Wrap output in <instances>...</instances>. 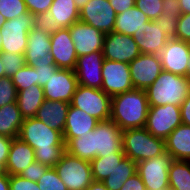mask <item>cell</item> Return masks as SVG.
<instances>
[{
    "label": "cell",
    "instance_id": "52a82bcc",
    "mask_svg": "<svg viewBox=\"0 0 190 190\" xmlns=\"http://www.w3.org/2000/svg\"><path fill=\"white\" fill-rule=\"evenodd\" d=\"M34 27V15L30 12L19 17L6 20L0 30L2 36L1 52L25 54L28 42V33Z\"/></svg>",
    "mask_w": 190,
    "mask_h": 190
},
{
    "label": "cell",
    "instance_id": "44dd1931",
    "mask_svg": "<svg viewBox=\"0 0 190 190\" xmlns=\"http://www.w3.org/2000/svg\"><path fill=\"white\" fill-rule=\"evenodd\" d=\"M138 48L143 54L159 55L169 38L156 22L150 20L133 35Z\"/></svg>",
    "mask_w": 190,
    "mask_h": 190
},
{
    "label": "cell",
    "instance_id": "cb8c5ba5",
    "mask_svg": "<svg viewBox=\"0 0 190 190\" xmlns=\"http://www.w3.org/2000/svg\"><path fill=\"white\" fill-rule=\"evenodd\" d=\"M69 107L70 103L65 101L45 99L35 117L51 129L60 131L63 134Z\"/></svg>",
    "mask_w": 190,
    "mask_h": 190
},
{
    "label": "cell",
    "instance_id": "ab89813d",
    "mask_svg": "<svg viewBox=\"0 0 190 190\" xmlns=\"http://www.w3.org/2000/svg\"><path fill=\"white\" fill-rule=\"evenodd\" d=\"M180 16L161 14L154 20L161 27L169 39H177V24Z\"/></svg>",
    "mask_w": 190,
    "mask_h": 190
},
{
    "label": "cell",
    "instance_id": "6f0895ef",
    "mask_svg": "<svg viewBox=\"0 0 190 190\" xmlns=\"http://www.w3.org/2000/svg\"><path fill=\"white\" fill-rule=\"evenodd\" d=\"M185 77L190 81V56H189V60H188V66H187V71H186Z\"/></svg>",
    "mask_w": 190,
    "mask_h": 190
},
{
    "label": "cell",
    "instance_id": "2e32d148",
    "mask_svg": "<svg viewBox=\"0 0 190 190\" xmlns=\"http://www.w3.org/2000/svg\"><path fill=\"white\" fill-rule=\"evenodd\" d=\"M104 56L102 51L81 55L77 58L74 72L78 84L101 89L103 83L102 65Z\"/></svg>",
    "mask_w": 190,
    "mask_h": 190
},
{
    "label": "cell",
    "instance_id": "7a4b0ae2",
    "mask_svg": "<svg viewBox=\"0 0 190 190\" xmlns=\"http://www.w3.org/2000/svg\"><path fill=\"white\" fill-rule=\"evenodd\" d=\"M145 90L133 89L111 97L110 119L123 131L145 127L149 111Z\"/></svg>",
    "mask_w": 190,
    "mask_h": 190
},
{
    "label": "cell",
    "instance_id": "4fadbf2b",
    "mask_svg": "<svg viewBox=\"0 0 190 190\" xmlns=\"http://www.w3.org/2000/svg\"><path fill=\"white\" fill-rule=\"evenodd\" d=\"M102 52L104 59L128 64L141 54L132 36L115 31L105 34Z\"/></svg>",
    "mask_w": 190,
    "mask_h": 190
},
{
    "label": "cell",
    "instance_id": "603a6c76",
    "mask_svg": "<svg viewBox=\"0 0 190 190\" xmlns=\"http://www.w3.org/2000/svg\"><path fill=\"white\" fill-rule=\"evenodd\" d=\"M99 120L70 105L66 117L63 139H73L92 132Z\"/></svg>",
    "mask_w": 190,
    "mask_h": 190
},
{
    "label": "cell",
    "instance_id": "bcb514c9",
    "mask_svg": "<svg viewBox=\"0 0 190 190\" xmlns=\"http://www.w3.org/2000/svg\"><path fill=\"white\" fill-rule=\"evenodd\" d=\"M28 11L32 14L48 13L53 0H24Z\"/></svg>",
    "mask_w": 190,
    "mask_h": 190
},
{
    "label": "cell",
    "instance_id": "f6af8a7d",
    "mask_svg": "<svg viewBox=\"0 0 190 190\" xmlns=\"http://www.w3.org/2000/svg\"><path fill=\"white\" fill-rule=\"evenodd\" d=\"M177 39L184 42L190 40V13L181 14L178 18Z\"/></svg>",
    "mask_w": 190,
    "mask_h": 190
},
{
    "label": "cell",
    "instance_id": "d4e9b609",
    "mask_svg": "<svg viewBox=\"0 0 190 190\" xmlns=\"http://www.w3.org/2000/svg\"><path fill=\"white\" fill-rule=\"evenodd\" d=\"M165 145L174 160L190 161V126L179 125L165 139Z\"/></svg>",
    "mask_w": 190,
    "mask_h": 190
},
{
    "label": "cell",
    "instance_id": "6125c7cd",
    "mask_svg": "<svg viewBox=\"0 0 190 190\" xmlns=\"http://www.w3.org/2000/svg\"><path fill=\"white\" fill-rule=\"evenodd\" d=\"M187 44H188V47H189V49H190V40L187 42Z\"/></svg>",
    "mask_w": 190,
    "mask_h": 190
},
{
    "label": "cell",
    "instance_id": "11a10c76",
    "mask_svg": "<svg viewBox=\"0 0 190 190\" xmlns=\"http://www.w3.org/2000/svg\"><path fill=\"white\" fill-rule=\"evenodd\" d=\"M86 190H108L102 182L93 181Z\"/></svg>",
    "mask_w": 190,
    "mask_h": 190
},
{
    "label": "cell",
    "instance_id": "ac0fdd59",
    "mask_svg": "<svg viewBox=\"0 0 190 190\" xmlns=\"http://www.w3.org/2000/svg\"><path fill=\"white\" fill-rule=\"evenodd\" d=\"M77 56L102 51L105 34L81 21L69 27Z\"/></svg>",
    "mask_w": 190,
    "mask_h": 190
},
{
    "label": "cell",
    "instance_id": "e0dca14e",
    "mask_svg": "<svg viewBox=\"0 0 190 190\" xmlns=\"http://www.w3.org/2000/svg\"><path fill=\"white\" fill-rule=\"evenodd\" d=\"M190 49L187 42L169 39L159 54L162 70L179 76H186Z\"/></svg>",
    "mask_w": 190,
    "mask_h": 190
},
{
    "label": "cell",
    "instance_id": "8fae6325",
    "mask_svg": "<svg viewBox=\"0 0 190 190\" xmlns=\"http://www.w3.org/2000/svg\"><path fill=\"white\" fill-rule=\"evenodd\" d=\"M101 90L111 97L134 89L128 63L104 59Z\"/></svg>",
    "mask_w": 190,
    "mask_h": 190
},
{
    "label": "cell",
    "instance_id": "681fc988",
    "mask_svg": "<svg viewBox=\"0 0 190 190\" xmlns=\"http://www.w3.org/2000/svg\"><path fill=\"white\" fill-rule=\"evenodd\" d=\"M162 14L181 16L179 0H163Z\"/></svg>",
    "mask_w": 190,
    "mask_h": 190
},
{
    "label": "cell",
    "instance_id": "d590c367",
    "mask_svg": "<svg viewBox=\"0 0 190 190\" xmlns=\"http://www.w3.org/2000/svg\"><path fill=\"white\" fill-rule=\"evenodd\" d=\"M29 12L24 0H0V14L5 20H12Z\"/></svg>",
    "mask_w": 190,
    "mask_h": 190
},
{
    "label": "cell",
    "instance_id": "7402d4cb",
    "mask_svg": "<svg viewBox=\"0 0 190 190\" xmlns=\"http://www.w3.org/2000/svg\"><path fill=\"white\" fill-rule=\"evenodd\" d=\"M35 161V151L20 138H13L5 166L8 175H20Z\"/></svg>",
    "mask_w": 190,
    "mask_h": 190
},
{
    "label": "cell",
    "instance_id": "5b68a950",
    "mask_svg": "<svg viewBox=\"0 0 190 190\" xmlns=\"http://www.w3.org/2000/svg\"><path fill=\"white\" fill-rule=\"evenodd\" d=\"M54 168L68 190H86L94 181L91 163L67 152L62 155Z\"/></svg>",
    "mask_w": 190,
    "mask_h": 190
},
{
    "label": "cell",
    "instance_id": "91938a15",
    "mask_svg": "<svg viewBox=\"0 0 190 190\" xmlns=\"http://www.w3.org/2000/svg\"><path fill=\"white\" fill-rule=\"evenodd\" d=\"M1 62H0V78L4 77V70H2V66H1Z\"/></svg>",
    "mask_w": 190,
    "mask_h": 190
},
{
    "label": "cell",
    "instance_id": "9f6ffc18",
    "mask_svg": "<svg viewBox=\"0 0 190 190\" xmlns=\"http://www.w3.org/2000/svg\"><path fill=\"white\" fill-rule=\"evenodd\" d=\"M90 0H74L76 8L80 10L89 2Z\"/></svg>",
    "mask_w": 190,
    "mask_h": 190
},
{
    "label": "cell",
    "instance_id": "f35d334b",
    "mask_svg": "<svg viewBox=\"0 0 190 190\" xmlns=\"http://www.w3.org/2000/svg\"><path fill=\"white\" fill-rule=\"evenodd\" d=\"M135 6L154 21L163 11V0H135Z\"/></svg>",
    "mask_w": 190,
    "mask_h": 190
},
{
    "label": "cell",
    "instance_id": "836d02e7",
    "mask_svg": "<svg viewBox=\"0 0 190 190\" xmlns=\"http://www.w3.org/2000/svg\"><path fill=\"white\" fill-rule=\"evenodd\" d=\"M0 62L2 63V70H4V77H12L26 65L25 54L1 52Z\"/></svg>",
    "mask_w": 190,
    "mask_h": 190
},
{
    "label": "cell",
    "instance_id": "277c9868",
    "mask_svg": "<svg viewBox=\"0 0 190 190\" xmlns=\"http://www.w3.org/2000/svg\"><path fill=\"white\" fill-rule=\"evenodd\" d=\"M122 144L125 156L136 163L166 152L165 140L154 137L145 127L123 130Z\"/></svg>",
    "mask_w": 190,
    "mask_h": 190
},
{
    "label": "cell",
    "instance_id": "ee69618b",
    "mask_svg": "<svg viewBox=\"0 0 190 190\" xmlns=\"http://www.w3.org/2000/svg\"><path fill=\"white\" fill-rule=\"evenodd\" d=\"M10 190H40L38 183L23 178L20 175H9Z\"/></svg>",
    "mask_w": 190,
    "mask_h": 190
},
{
    "label": "cell",
    "instance_id": "94428289",
    "mask_svg": "<svg viewBox=\"0 0 190 190\" xmlns=\"http://www.w3.org/2000/svg\"><path fill=\"white\" fill-rule=\"evenodd\" d=\"M1 49H2V36L0 34V53H1Z\"/></svg>",
    "mask_w": 190,
    "mask_h": 190
},
{
    "label": "cell",
    "instance_id": "60d3db41",
    "mask_svg": "<svg viewBox=\"0 0 190 190\" xmlns=\"http://www.w3.org/2000/svg\"><path fill=\"white\" fill-rule=\"evenodd\" d=\"M36 85L44 87L51 75L59 69L55 64H36Z\"/></svg>",
    "mask_w": 190,
    "mask_h": 190
},
{
    "label": "cell",
    "instance_id": "f907efd6",
    "mask_svg": "<svg viewBox=\"0 0 190 190\" xmlns=\"http://www.w3.org/2000/svg\"><path fill=\"white\" fill-rule=\"evenodd\" d=\"M116 14L123 13L135 6V0H109Z\"/></svg>",
    "mask_w": 190,
    "mask_h": 190
},
{
    "label": "cell",
    "instance_id": "c3c4849f",
    "mask_svg": "<svg viewBox=\"0 0 190 190\" xmlns=\"http://www.w3.org/2000/svg\"><path fill=\"white\" fill-rule=\"evenodd\" d=\"M120 190H146L145 184L136 172L123 185Z\"/></svg>",
    "mask_w": 190,
    "mask_h": 190
},
{
    "label": "cell",
    "instance_id": "3957f363",
    "mask_svg": "<svg viewBox=\"0 0 190 190\" xmlns=\"http://www.w3.org/2000/svg\"><path fill=\"white\" fill-rule=\"evenodd\" d=\"M145 91L150 107L180 106L190 93V81L185 76L162 71Z\"/></svg>",
    "mask_w": 190,
    "mask_h": 190
},
{
    "label": "cell",
    "instance_id": "9c48e42d",
    "mask_svg": "<svg viewBox=\"0 0 190 190\" xmlns=\"http://www.w3.org/2000/svg\"><path fill=\"white\" fill-rule=\"evenodd\" d=\"M181 124L180 106L167 104L149 107L145 129L165 140Z\"/></svg>",
    "mask_w": 190,
    "mask_h": 190
},
{
    "label": "cell",
    "instance_id": "9a60e30c",
    "mask_svg": "<svg viewBox=\"0 0 190 190\" xmlns=\"http://www.w3.org/2000/svg\"><path fill=\"white\" fill-rule=\"evenodd\" d=\"M77 86L78 80L74 70L59 68L43 87L44 98L71 103Z\"/></svg>",
    "mask_w": 190,
    "mask_h": 190
},
{
    "label": "cell",
    "instance_id": "f546056e",
    "mask_svg": "<svg viewBox=\"0 0 190 190\" xmlns=\"http://www.w3.org/2000/svg\"><path fill=\"white\" fill-rule=\"evenodd\" d=\"M124 152H117L114 155L96 157L91 163L93 180L97 182L104 181L115 170L120 162L125 158Z\"/></svg>",
    "mask_w": 190,
    "mask_h": 190
},
{
    "label": "cell",
    "instance_id": "8992f818",
    "mask_svg": "<svg viewBox=\"0 0 190 190\" xmlns=\"http://www.w3.org/2000/svg\"><path fill=\"white\" fill-rule=\"evenodd\" d=\"M70 105L99 121L108 120L111 116V96L98 88L78 84Z\"/></svg>",
    "mask_w": 190,
    "mask_h": 190
},
{
    "label": "cell",
    "instance_id": "680465c9",
    "mask_svg": "<svg viewBox=\"0 0 190 190\" xmlns=\"http://www.w3.org/2000/svg\"><path fill=\"white\" fill-rule=\"evenodd\" d=\"M6 20L5 18L0 14V30L3 27V25L5 24Z\"/></svg>",
    "mask_w": 190,
    "mask_h": 190
},
{
    "label": "cell",
    "instance_id": "d6a6232c",
    "mask_svg": "<svg viewBox=\"0 0 190 190\" xmlns=\"http://www.w3.org/2000/svg\"><path fill=\"white\" fill-rule=\"evenodd\" d=\"M169 187L175 190H190V161H172L169 168Z\"/></svg>",
    "mask_w": 190,
    "mask_h": 190
},
{
    "label": "cell",
    "instance_id": "d6986e66",
    "mask_svg": "<svg viewBox=\"0 0 190 190\" xmlns=\"http://www.w3.org/2000/svg\"><path fill=\"white\" fill-rule=\"evenodd\" d=\"M50 40V56L55 65L58 68L74 70L78 56L69 28L57 30L51 34Z\"/></svg>",
    "mask_w": 190,
    "mask_h": 190
},
{
    "label": "cell",
    "instance_id": "30bf717a",
    "mask_svg": "<svg viewBox=\"0 0 190 190\" xmlns=\"http://www.w3.org/2000/svg\"><path fill=\"white\" fill-rule=\"evenodd\" d=\"M122 132L111 119L99 121L93 130V159L123 152Z\"/></svg>",
    "mask_w": 190,
    "mask_h": 190
},
{
    "label": "cell",
    "instance_id": "7bdbcfd3",
    "mask_svg": "<svg viewBox=\"0 0 190 190\" xmlns=\"http://www.w3.org/2000/svg\"><path fill=\"white\" fill-rule=\"evenodd\" d=\"M48 168V166L34 161L20 174V176L37 183L38 180L46 173Z\"/></svg>",
    "mask_w": 190,
    "mask_h": 190
},
{
    "label": "cell",
    "instance_id": "7c38bea8",
    "mask_svg": "<svg viewBox=\"0 0 190 190\" xmlns=\"http://www.w3.org/2000/svg\"><path fill=\"white\" fill-rule=\"evenodd\" d=\"M116 12L109 0H90L79 12V21L89 24L104 34L114 30Z\"/></svg>",
    "mask_w": 190,
    "mask_h": 190
},
{
    "label": "cell",
    "instance_id": "f1b7e54d",
    "mask_svg": "<svg viewBox=\"0 0 190 190\" xmlns=\"http://www.w3.org/2000/svg\"><path fill=\"white\" fill-rule=\"evenodd\" d=\"M23 121L17 102L0 107V136L18 138Z\"/></svg>",
    "mask_w": 190,
    "mask_h": 190
},
{
    "label": "cell",
    "instance_id": "db71d44e",
    "mask_svg": "<svg viewBox=\"0 0 190 190\" xmlns=\"http://www.w3.org/2000/svg\"><path fill=\"white\" fill-rule=\"evenodd\" d=\"M181 14L190 13V0H179Z\"/></svg>",
    "mask_w": 190,
    "mask_h": 190
},
{
    "label": "cell",
    "instance_id": "6da1fadb",
    "mask_svg": "<svg viewBox=\"0 0 190 190\" xmlns=\"http://www.w3.org/2000/svg\"><path fill=\"white\" fill-rule=\"evenodd\" d=\"M18 138L35 151V161L54 167L66 152L63 134L36 117L24 119Z\"/></svg>",
    "mask_w": 190,
    "mask_h": 190
},
{
    "label": "cell",
    "instance_id": "5bb4252c",
    "mask_svg": "<svg viewBox=\"0 0 190 190\" xmlns=\"http://www.w3.org/2000/svg\"><path fill=\"white\" fill-rule=\"evenodd\" d=\"M131 82L134 89L146 90L161 74L159 55L141 53L129 63Z\"/></svg>",
    "mask_w": 190,
    "mask_h": 190
},
{
    "label": "cell",
    "instance_id": "816d5d0a",
    "mask_svg": "<svg viewBox=\"0 0 190 190\" xmlns=\"http://www.w3.org/2000/svg\"><path fill=\"white\" fill-rule=\"evenodd\" d=\"M182 124L190 126V93L180 105Z\"/></svg>",
    "mask_w": 190,
    "mask_h": 190
},
{
    "label": "cell",
    "instance_id": "484cf974",
    "mask_svg": "<svg viewBox=\"0 0 190 190\" xmlns=\"http://www.w3.org/2000/svg\"><path fill=\"white\" fill-rule=\"evenodd\" d=\"M44 100L43 87L32 85L30 88L18 91L16 102L21 115L27 119L36 116Z\"/></svg>",
    "mask_w": 190,
    "mask_h": 190
},
{
    "label": "cell",
    "instance_id": "83f0119b",
    "mask_svg": "<svg viewBox=\"0 0 190 190\" xmlns=\"http://www.w3.org/2000/svg\"><path fill=\"white\" fill-rule=\"evenodd\" d=\"M48 13L52 16L53 25L60 29L69 28L79 21V10L74 0H53Z\"/></svg>",
    "mask_w": 190,
    "mask_h": 190
},
{
    "label": "cell",
    "instance_id": "8d00e7d4",
    "mask_svg": "<svg viewBox=\"0 0 190 190\" xmlns=\"http://www.w3.org/2000/svg\"><path fill=\"white\" fill-rule=\"evenodd\" d=\"M37 183L40 190H68L54 167H49Z\"/></svg>",
    "mask_w": 190,
    "mask_h": 190
},
{
    "label": "cell",
    "instance_id": "4dcf8cb0",
    "mask_svg": "<svg viewBox=\"0 0 190 190\" xmlns=\"http://www.w3.org/2000/svg\"><path fill=\"white\" fill-rule=\"evenodd\" d=\"M136 172L137 163L125 157L102 183L108 190H120L124 183Z\"/></svg>",
    "mask_w": 190,
    "mask_h": 190
},
{
    "label": "cell",
    "instance_id": "e575fe53",
    "mask_svg": "<svg viewBox=\"0 0 190 190\" xmlns=\"http://www.w3.org/2000/svg\"><path fill=\"white\" fill-rule=\"evenodd\" d=\"M11 79L17 92L25 90L32 85H36V70L34 67L24 65Z\"/></svg>",
    "mask_w": 190,
    "mask_h": 190
},
{
    "label": "cell",
    "instance_id": "74e56055",
    "mask_svg": "<svg viewBox=\"0 0 190 190\" xmlns=\"http://www.w3.org/2000/svg\"><path fill=\"white\" fill-rule=\"evenodd\" d=\"M17 89L12 82L11 77L0 78V107L15 103L17 99Z\"/></svg>",
    "mask_w": 190,
    "mask_h": 190
},
{
    "label": "cell",
    "instance_id": "ba28073f",
    "mask_svg": "<svg viewBox=\"0 0 190 190\" xmlns=\"http://www.w3.org/2000/svg\"><path fill=\"white\" fill-rule=\"evenodd\" d=\"M174 159L165 152L151 159L137 163V173L146 190H166L169 188V168Z\"/></svg>",
    "mask_w": 190,
    "mask_h": 190
},
{
    "label": "cell",
    "instance_id": "4316f807",
    "mask_svg": "<svg viewBox=\"0 0 190 190\" xmlns=\"http://www.w3.org/2000/svg\"><path fill=\"white\" fill-rule=\"evenodd\" d=\"M149 21V18L134 6L117 14L113 31L133 37L135 32L139 31Z\"/></svg>",
    "mask_w": 190,
    "mask_h": 190
},
{
    "label": "cell",
    "instance_id": "1f68e13d",
    "mask_svg": "<svg viewBox=\"0 0 190 190\" xmlns=\"http://www.w3.org/2000/svg\"><path fill=\"white\" fill-rule=\"evenodd\" d=\"M68 154L89 161L93 160V131L73 139H63Z\"/></svg>",
    "mask_w": 190,
    "mask_h": 190
},
{
    "label": "cell",
    "instance_id": "f5cc1de1",
    "mask_svg": "<svg viewBox=\"0 0 190 190\" xmlns=\"http://www.w3.org/2000/svg\"><path fill=\"white\" fill-rule=\"evenodd\" d=\"M0 190H10L9 175L5 171H0Z\"/></svg>",
    "mask_w": 190,
    "mask_h": 190
},
{
    "label": "cell",
    "instance_id": "ffe728a7",
    "mask_svg": "<svg viewBox=\"0 0 190 190\" xmlns=\"http://www.w3.org/2000/svg\"><path fill=\"white\" fill-rule=\"evenodd\" d=\"M51 34L33 27L28 33L27 48L25 51L26 65L33 67L36 64H55L50 56Z\"/></svg>",
    "mask_w": 190,
    "mask_h": 190
},
{
    "label": "cell",
    "instance_id": "b9f144b4",
    "mask_svg": "<svg viewBox=\"0 0 190 190\" xmlns=\"http://www.w3.org/2000/svg\"><path fill=\"white\" fill-rule=\"evenodd\" d=\"M34 27L48 34H53L60 29L57 25H53L52 16L49 13L35 14Z\"/></svg>",
    "mask_w": 190,
    "mask_h": 190
},
{
    "label": "cell",
    "instance_id": "7dc6e473",
    "mask_svg": "<svg viewBox=\"0 0 190 190\" xmlns=\"http://www.w3.org/2000/svg\"><path fill=\"white\" fill-rule=\"evenodd\" d=\"M12 138L0 136V171H5Z\"/></svg>",
    "mask_w": 190,
    "mask_h": 190
}]
</instances>
